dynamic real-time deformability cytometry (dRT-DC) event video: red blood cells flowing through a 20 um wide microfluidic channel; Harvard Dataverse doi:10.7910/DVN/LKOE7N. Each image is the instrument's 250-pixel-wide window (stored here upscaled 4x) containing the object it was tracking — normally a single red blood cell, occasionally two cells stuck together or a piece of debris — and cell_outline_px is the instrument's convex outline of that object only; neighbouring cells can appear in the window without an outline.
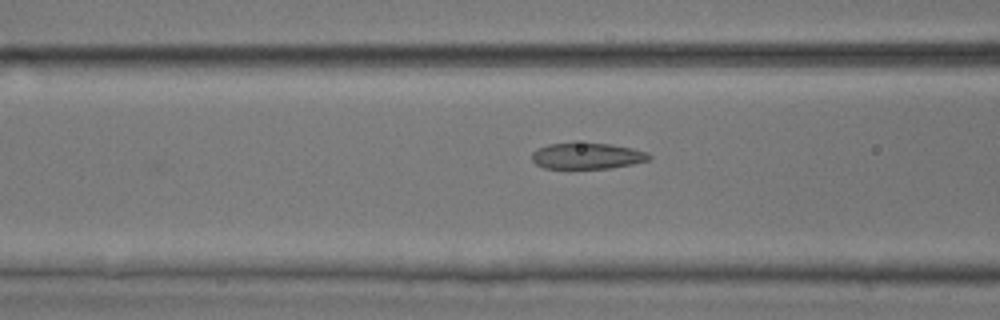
{"species": "common noctule bat (a hibernating species)", "species_latin": "Nyctalus noctula", "temperature_condition": "room temperature", "stored_images_in_passage": 35, "camera_frame_rate_fps": 3000, "um_per_image_px": 0.085, "animal": {"sex": "male", "body_mass_g": 17.9, "forearm_length_mm": 54.2}, "frame": {"image": 1, "passage_image": 5, "time_ms": 1.333, "image_size_px": [1000, 320], "cell_outline_px": [[652, 156], [648, 160], [632, 164], [612, 168], [544, 168], [536, 164], [532, 160], [532, 152], [536, 148], [548, 144], [572, 140], [612, 144], [632, 148], [648, 152]], "centroid_in_image_um": [49.87, 13.21], "position_along_channel_um": 116.7, "area_um2": 18.55}}
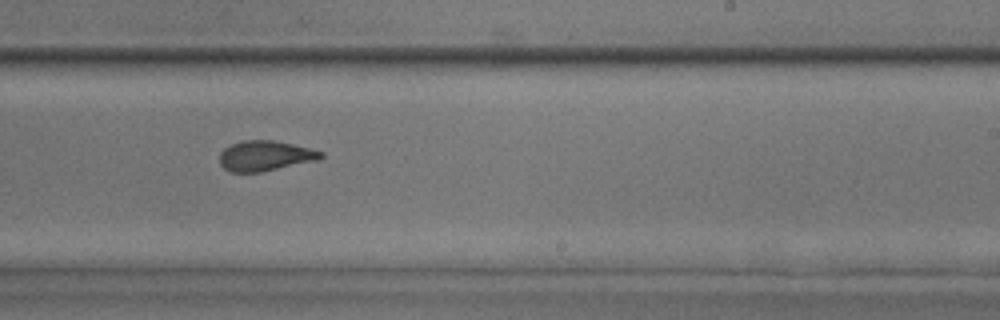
{"frame": {"image": 2, "passage_image": 16, "time_ms": 5.0, "image_size_px": [1000, 320], "cell_outline_px": [[324, 156], [320, 160], [260, 172], [232, 172], [224, 168], [220, 164], [220, 152], [224, 148], [232, 144], [244, 140], [272, 140], [292, 144], [324, 152]], "centroid_in_image_um": [22.55, 13.25], "position_along_channel_um": 266.4, "area_um2": 17.8}}
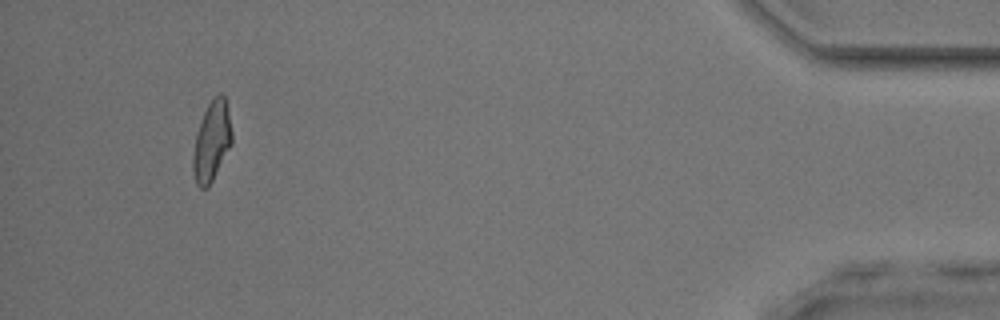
{"frame": {"image": 3, "passage_image": 32, "time_ms": 10.333, "image_size_px": [1000, 320], "cell_outline_px": [[232, 144], [208, 188], [200, 188], [196, 184], [192, 168], [192, 156], [196, 132], [200, 120], [208, 104], [220, 92], [224, 96], [228, 112], [232, 132]], "centroid_in_image_um": [17.98, 12.04], "position_along_channel_um": 417.2, "area_um2": 18.09}, "authors_computed_cell_mechanics": {"area_um2": 18.2648, "velocity_mm_per_s": 4.1015, "shape_relaxation_time_tau1_ms": 6.9015, "shape_relaxation_time_tau2_ms": 1.4729, "deformation_change_tau1": 0.2111, "deformation_change_tau2": 0.0909}}